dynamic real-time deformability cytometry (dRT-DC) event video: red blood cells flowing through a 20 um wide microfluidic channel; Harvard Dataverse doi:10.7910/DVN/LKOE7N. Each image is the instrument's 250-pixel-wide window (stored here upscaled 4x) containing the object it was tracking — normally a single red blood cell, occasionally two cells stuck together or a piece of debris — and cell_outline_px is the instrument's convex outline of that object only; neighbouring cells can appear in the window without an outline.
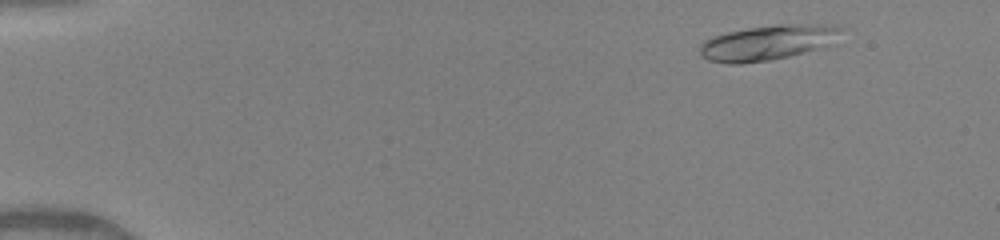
{"species": "human", "species_latin": "Homo sapiens", "temperature_condition": "warm", "stored_images_in_passage": 50, "camera_frame_rate_fps": 3000, "um_per_image_px": 0.085, "donor": {"sex": "female"}, "frame": {"image": 1, "passage_image": 6, "time_ms": 1.667, "image_size_px": [1000, 240], "cell_outline_px": [[844, 28], [832, 44], [788, 56], [772, 60], [740, 64], [728, 64], [708, 60], [700, 56], [700, 44], [704, 40], [712, 36], [728, 32], [748, 28], [776, 24], [816, 24]], "centroid_in_image_um": [65.19, 3.63], "position_along_channel_um": 19.8, "area_um2": 28.78}}
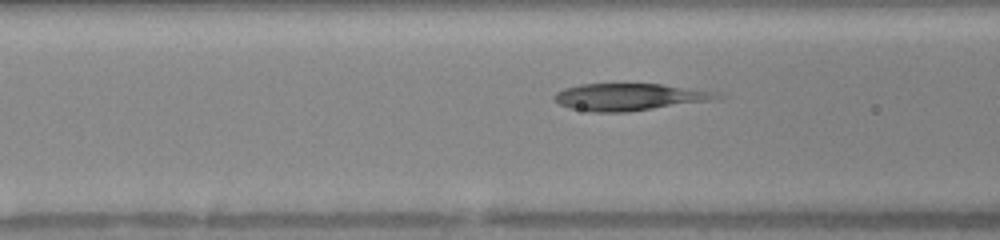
{"frame": {"image": 2, "passage_image": 21, "time_ms": 6.667, "image_size_px": [1000, 240], "cell_outline_px": [[724, 96], [716, 100], [628, 112], [588, 112], [568, 108], [560, 104], [552, 96], [556, 92], [564, 88], [580, 84], [660, 84], [720, 92]], "centroid_in_image_um": [53.52, 8.25], "position_along_channel_um": 113.1, "area_um2": 25.95}}
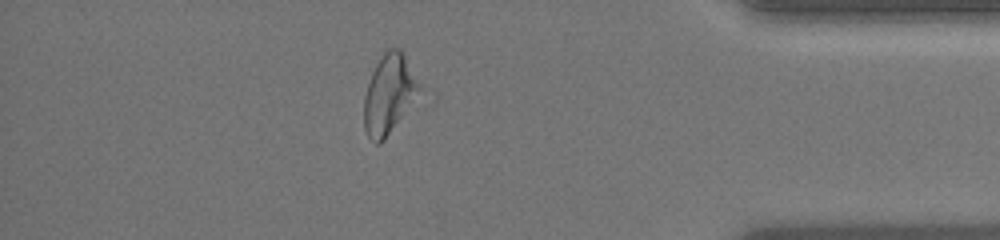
{"frame": {"image": 3, "passage_image": 44, "time_ms": 14.333, "image_size_px": [1000, 240], "cell_outline_px": [[436, 100], [432, 104], [380, 144], [376, 144], [368, 136], [364, 128], [364, 96], [372, 72], [376, 64], [384, 52], [388, 48], [400, 48], [436, 92]], "centroid_in_image_um": [33.53, 8.11], "position_along_channel_um": 401.7, "area_um2": 31.62}}